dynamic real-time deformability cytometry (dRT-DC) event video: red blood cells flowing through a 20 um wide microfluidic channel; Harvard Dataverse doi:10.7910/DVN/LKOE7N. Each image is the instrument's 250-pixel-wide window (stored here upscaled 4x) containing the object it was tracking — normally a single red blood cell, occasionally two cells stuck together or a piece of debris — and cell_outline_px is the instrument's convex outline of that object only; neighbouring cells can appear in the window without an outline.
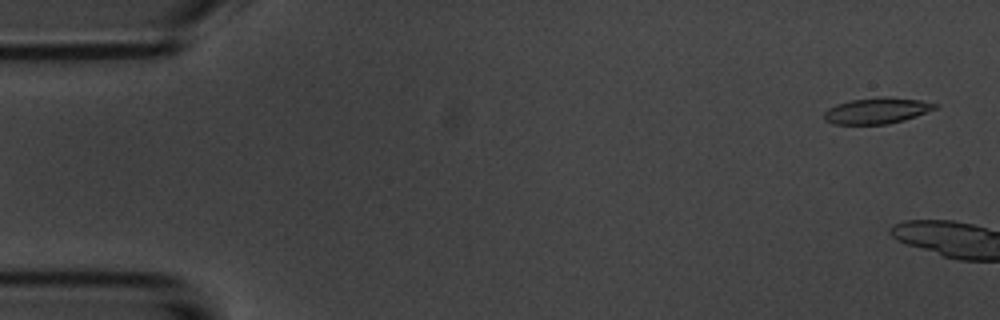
{"species": "common noctule bat (a hibernating species)", "species_latin": "Nyctalus noctula", "temperature_condition": "room temperature", "stored_images_in_passage": 3, "camera_frame_rate_fps": 3000, "um_per_image_px": 0.085, "animal": {"sex": "male", "body_mass_g": 20.1, "forearm_length_mm": 53.5}, "frame": {"image": 1, "passage_image": 1, "time_ms": 0.0, "image_size_px": [1000, 320], "cell_outline_px": [[940, 104], [936, 108], [916, 116], [904, 120], [888, 124], [832, 124], [824, 120], [824, 112], [828, 108], [836, 104], [852, 100], [880, 96], [884, 96], [920, 100]], "centroid_in_image_um": [74.52, 9.4], "position_along_channel_um": 10.5, "area_um2": 16.88}}